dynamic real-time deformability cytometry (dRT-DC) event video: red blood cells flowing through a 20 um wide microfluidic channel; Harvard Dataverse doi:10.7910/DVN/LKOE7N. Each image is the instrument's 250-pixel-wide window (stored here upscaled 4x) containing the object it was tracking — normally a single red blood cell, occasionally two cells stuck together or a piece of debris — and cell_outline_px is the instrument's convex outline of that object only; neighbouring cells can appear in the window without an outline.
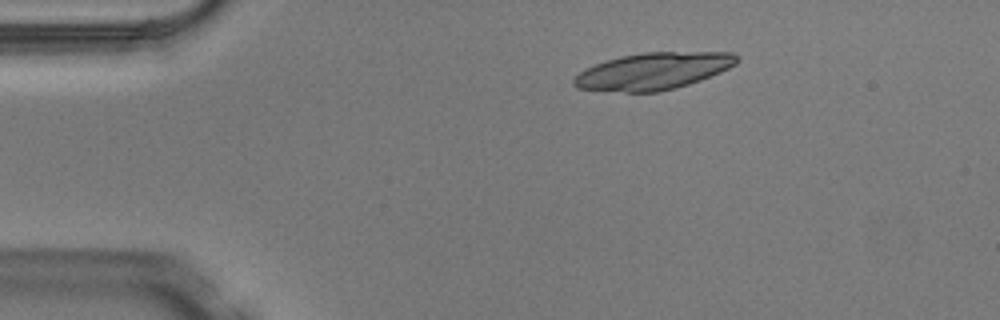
{"species": "Egyptian fruit bat (a non-hibernating species)", "species_latin": "Rousettus aegyptiacus", "temperature_condition": "warm", "stored_images_in_passage": 3, "camera_frame_rate_fps": 3000, "um_per_image_px": 0.085, "animal": {"sex": "male"}, "frame": {"image": 1, "passage_image": 1, "time_ms": 0.0, "image_size_px": [1000, 320], "cell_outline_px": [[740, 60], [736, 64], [720, 72], [700, 80], [676, 88], [660, 92], [624, 92], [576, 88], [572, 84], [572, 80], [580, 72], [596, 64], [620, 56], [644, 52], [732, 52], [740, 56]], "centroid_in_image_um": [55.56, 6.04], "position_along_channel_um": 29.4, "area_um2": 35.03}}